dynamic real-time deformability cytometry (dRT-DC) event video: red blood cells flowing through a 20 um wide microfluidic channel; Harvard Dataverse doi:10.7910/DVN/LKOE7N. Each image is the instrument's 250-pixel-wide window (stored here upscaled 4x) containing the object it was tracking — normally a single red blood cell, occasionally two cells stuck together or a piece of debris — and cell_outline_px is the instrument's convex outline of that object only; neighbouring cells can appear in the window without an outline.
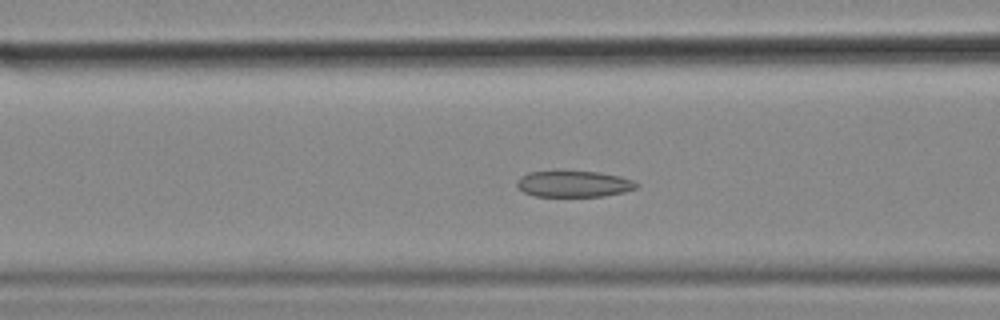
{"species": "common noctule bat (a hibernating species)", "species_latin": "Nyctalus noctula", "temperature_condition": "cold", "stored_images_in_passage": 57, "camera_frame_rate_fps": 3000, "um_per_image_px": 0.085, "animal": {"sex": "female", "body_mass_g": 18.4}, "frame": {"image": 1, "passage_image": 22, "time_ms": 7.0, "image_size_px": [1000, 320], "cell_outline_px": [[640, 184], [636, 188], [624, 192], [604, 196], [536, 196], [524, 192], [516, 184], [516, 180], [520, 176], [528, 172], [556, 168], [560, 168], [600, 172], [620, 176], [632, 180]], "centroid_in_image_um": [48.73, 15.57], "position_along_channel_um": 117.9, "area_um2": 19.19}}
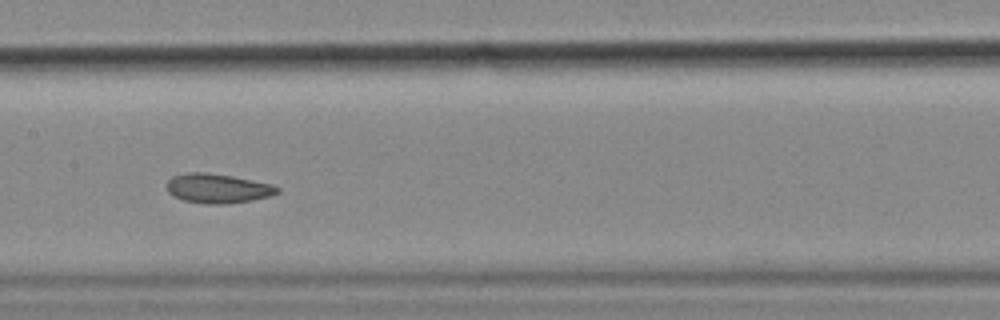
{"frame": {"image": 2, "passage_image": 28, "time_ms": 9.0, "image_size_px": [1000, 320], "cell_outline_px": [[280, 192], [268, 196], [252, 200], [228, 204], [208, 204], [184, 200], [172, 196], [168, 192], [168, 180], [172, 176], [188, 172], [204, 172], [232, 176], [272, 184], [280, 188]], "centroid_in_image_um": [18.5, 16.01], "position_along_channel_um": 188.9, "area_um2": 18.9}}
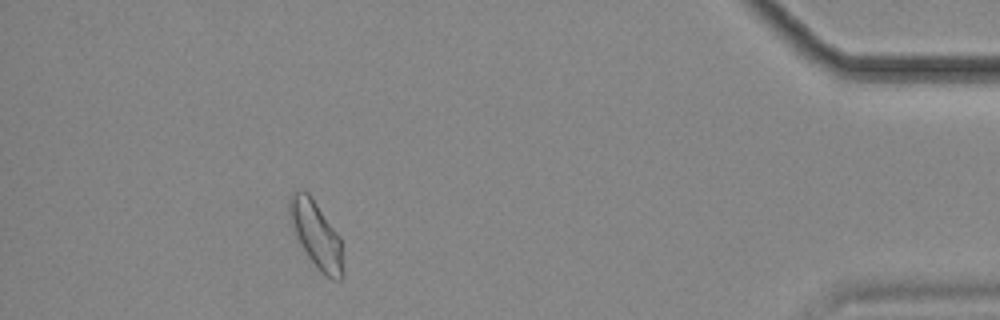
{"frame": {"image": 3, "passage_image": 51, "time_ms": 16.667, "image_size_px": [1000, 320], "cell_outline_px": [[344, 280], [332, 280], [324, 276], [316, 268], [300, 244], [292, 224], [288, 212], [288, 196], [292, 192], [308, 192], [340, 236], [344, 268]], "centroid_in_image_um": [26.91, 20.01], "position_along_channel_um": 408.3, "area_um2": 20.92}, "authors_computed_cell_mechanics": {"area_um2": 19.8832, "velocity_mm_per_s": 3.5585, "shape_relaxation_time_tau1_ms": null, "shape_relaxation_time_tau2_ms": 3.3254, "deformation_change_tau1": null, "deformation_change_tau2": 0.0663}}